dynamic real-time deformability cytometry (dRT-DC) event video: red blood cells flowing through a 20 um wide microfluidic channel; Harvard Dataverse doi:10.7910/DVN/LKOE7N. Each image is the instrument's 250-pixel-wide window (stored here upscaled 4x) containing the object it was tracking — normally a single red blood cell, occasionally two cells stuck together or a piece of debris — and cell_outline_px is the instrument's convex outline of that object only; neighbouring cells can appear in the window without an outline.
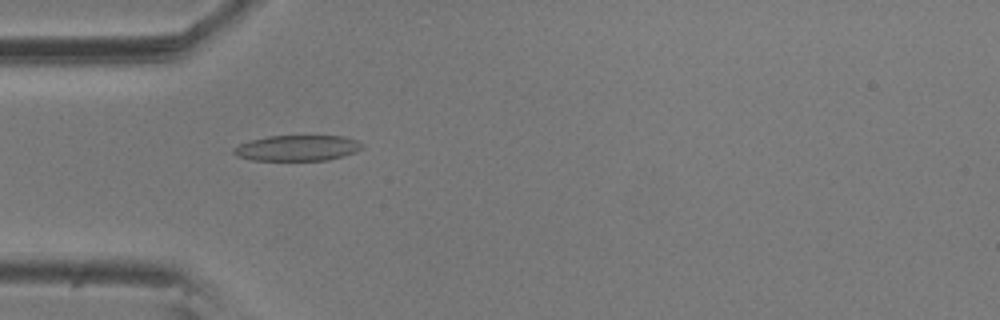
{"species": "common noctule bat (a hibernating species)", "species_latin": "Nyctalus noctula", "temperature_condition": "room temperature", "stored_images_in_passage": 6, "camera_frame_rate_fps": 3000, "um_per_image_px": 0.085, "animal": {"sex": "male", "body_mass_g": 20.5, "forearm_length_mm": 52.5}, "frame": {"image": 1, "passage_image": 5, "time_ms": 1.333, "image_size_px": [1000, 320], "cell_outline_px": [[364, 148], [356, 152], [344, 156], [328, 160], [252, 160], [236, 156], [232, 152], [232, 148], [240, 144], [252, 140], [268, 136], [344, 136], [356, 140], [364, 144]], "centroid_in_image_um": [25.3, 12.58], "position_along_channel_um": 59.7, "area_um2": 19.31}}
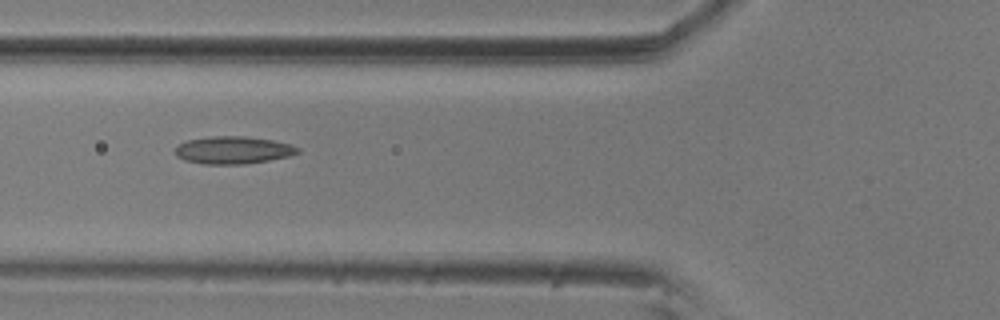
{"frame": {"image": 2, "passage_image": 6, "time_ms": 1.667, "image_size_px": [1000, 320], "cell_outline_px": [[300, 152], [288, 156], [268, 160], [244, 164], [204, 164], [184, 160], [176, 156], [176, 148], [180, 144], [188, 140], [212, 136], [244, 136], [272, 140], [288, 144], [300, 148]], "centroid_in_image_um": [19.81, 12.76], "position_along_channel_um": 106.0, "area_um2": 19.42}}